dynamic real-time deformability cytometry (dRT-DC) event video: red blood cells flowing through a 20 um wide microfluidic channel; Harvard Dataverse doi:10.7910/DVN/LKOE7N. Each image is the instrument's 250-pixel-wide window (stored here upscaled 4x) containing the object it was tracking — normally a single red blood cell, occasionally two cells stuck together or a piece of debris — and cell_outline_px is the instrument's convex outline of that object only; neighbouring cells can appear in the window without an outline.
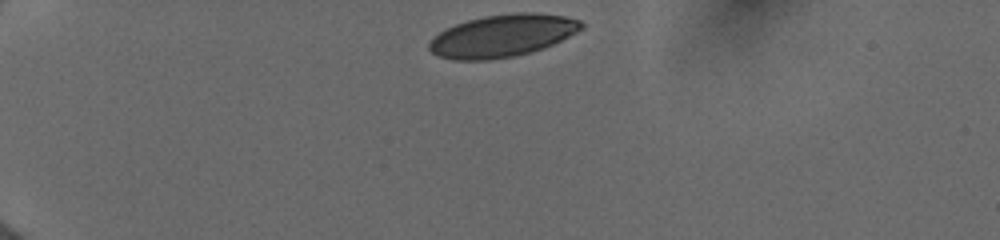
{"species": "human", "species_latin": "Homo sapiens", "temperature_condition": "cold", "stored_images_in_passage": 13, "camera_frame_rate_fps": 3000, "um_per_image_px": 0.085, "donor": {"sex": "female"}, "frame": {"image": 1, "passage_image": 1, "time_ms": 0.0, "image_size_px": [1000, 240], "cell_outline_px": [[584, 28], [544, 48], [532, 52], [512, 56], [488, 60], [452, 60], [436, 56], [428, 48], [428, 44], [444, 28], [468, 20], [484, 16], [516, 12], [536, 12], [564, 16], [580, 20], [584, 24]], "centroid_in_image_um": [42.7, 3.03], "position_along_channel_um": 42.3, "area_um2": 37.57}}
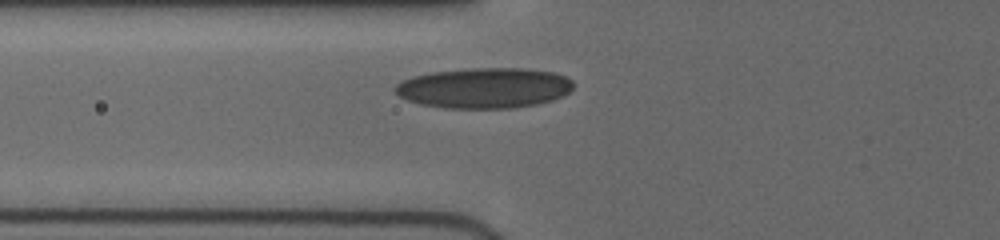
{"frame": {"image": 2, "passage_image": 11, "time_ms": 2.667, "image_size_px": [1000, 240], "cell_outline_px": [[572, 88], [564, 96], [552, 100], [536, 104], [512, 108], [444, 108], [420, 104], [408, 100], [400, 96], [392, 88], [400, 80], [412, 76], [432, 72], [464, 68], [524, 68], [556, 72], [572, 80]], "centroid_in_image_um": [41.14, 7.47], "position_along_channel_um": 84.7, "area_um2": 42.31}}